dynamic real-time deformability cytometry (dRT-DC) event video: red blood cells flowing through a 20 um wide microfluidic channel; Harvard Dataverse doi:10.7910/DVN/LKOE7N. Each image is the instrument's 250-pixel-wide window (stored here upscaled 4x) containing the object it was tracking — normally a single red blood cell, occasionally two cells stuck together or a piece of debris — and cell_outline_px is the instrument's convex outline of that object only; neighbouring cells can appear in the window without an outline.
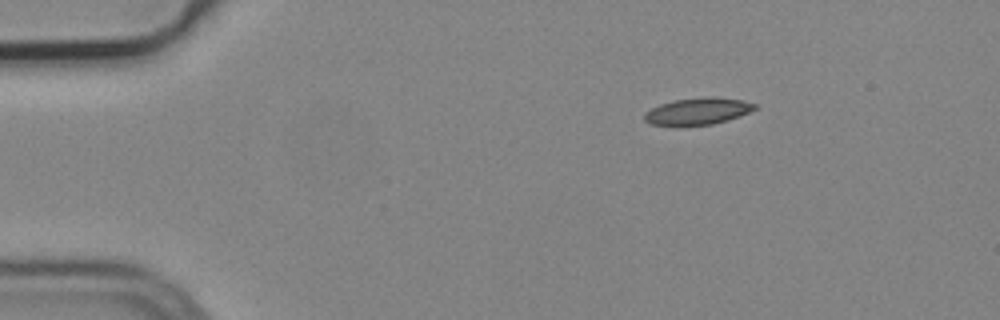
{"species": "common noctule bat (a hibernating species)", "species_latin": "Nyctalus noctula", "temperature_condition": "cold", "stored_images_in_passage": 2, "camera_frame_rate_fps": 3000, "um_per_image_px": 0.085, "animal": {"sex": "male", "body_mass_g": 19.2, "forearm_length_mm": 51.8}, "frame": {"image": 1, "passage_image": 2, "time_ms": 0.333, "image_size_px": [1000, 320], "cell_outline_px": [[756, 108], [740, 116], [728, 120], [712, 124], [652, 124], [644, 120], [644, 116], [652, 108], [660, 104], [672, 100], [712, 96], [740, 100], [756, 104]], "centroid_in_image_um": [59.34, 9.43], "position_along_channel_um": 25.7, "area_um2": 16.7}}